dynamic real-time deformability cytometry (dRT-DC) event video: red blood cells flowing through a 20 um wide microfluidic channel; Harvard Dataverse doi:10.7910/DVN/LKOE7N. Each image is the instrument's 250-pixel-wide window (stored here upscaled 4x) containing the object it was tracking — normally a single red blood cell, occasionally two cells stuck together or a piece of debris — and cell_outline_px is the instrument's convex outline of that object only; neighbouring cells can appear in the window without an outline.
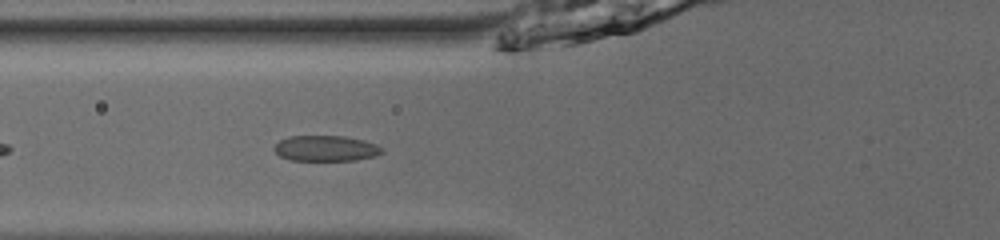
{"species": "common noctule bat (a hibernating species)", "species_latin": "Nyctalus noctula", "temperature_condition": "room temperature", "stored_images_in_passage": 34, "camera_frame_rate_fps": 3000, "um_per_image_px": 0.085, "animal": {"sex": "male", "body_mass_g": 13.0, "forearm_length_mm": 53.1}, "frame": {"image": 1, "passage_image": 3, "time_ms": 0.667, "image_size_px": [1000, 240], "cell_outline_px": [[384, 152], [372, 156], [356, 160], [292, 160], [280, 156], [272, 148], [280, 140], [288, 136], [344, 136], [364, 140], [376, 144]], "centroid_in_image_um": [27.66, 12.6], "position_along_channel_um": 98.1, "area_um2": 15.95}}
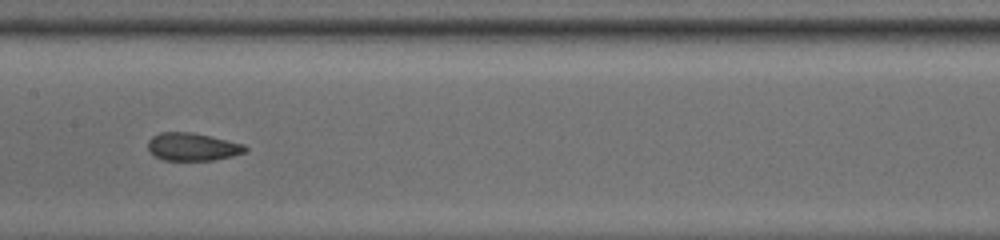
{"frame": {"image": 2, "passage_image": 10, "time_ms": 3.0, "image_size_px": [1000, 240], "cell_outline_px": [[248, 152], [232, 156], [212, 160], [164, 160], [156, 156], [148, 148], [148, 140], [152, 136], [160, 132], [192, 132], [244, 144], [248, 148]], "centroid_in_image_um": [16.39, 12.47], "position_along_channel_um": 191.0, "area_um2": 15.72}}
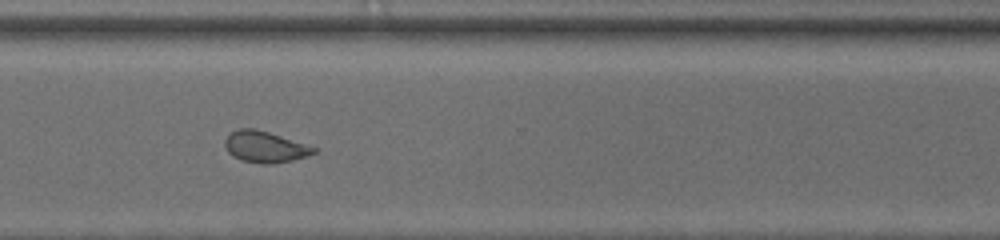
{"frame": {"image": 3, "passage_image": 22, "time_ms": 7.0, "image_size_px": [1000, 240], "cell_outline_px": [[316, 152], [308, 156], [292, 160], [272, 164], [264, 164], [240, 160], [232, 156], [228, 152], [224, 144], [224, 140], [232, 132], [240, 128], [256, 128], [316, 148]], "centroid_in_image_um": [22.49, 12.49], "position_along_channel_um": 348.1, "area_um2": 16.01}, "authors_computed_cell_mechanics": {"area_um2": 16.0973, "velocity_mm_per_s": 3.94, "shape_relaxation_time_tau1_ms": null, "shape_relaxation_time_tau2_ms": 1.7661, "deformation_change_tau1": null, "deformation_change_tau2": 0.0421}}